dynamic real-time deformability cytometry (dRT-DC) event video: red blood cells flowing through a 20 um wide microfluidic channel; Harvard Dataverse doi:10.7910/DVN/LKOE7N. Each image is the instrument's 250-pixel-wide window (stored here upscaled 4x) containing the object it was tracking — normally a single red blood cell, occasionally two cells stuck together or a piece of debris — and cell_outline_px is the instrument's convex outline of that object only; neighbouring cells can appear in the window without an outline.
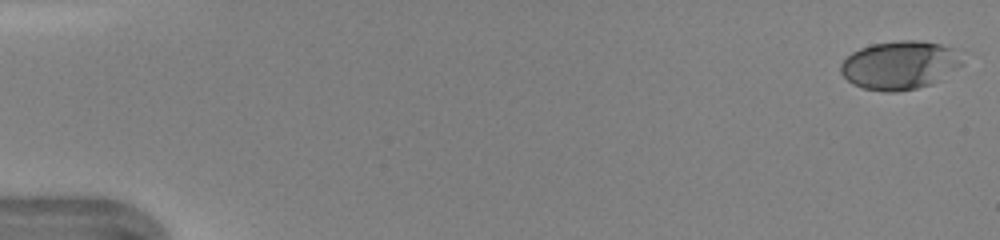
{"species": "human", "species_latin": "Homo sapiens", "temperature_condition": "warm", "stored_images_in_passage": 47, "camera_frame_rate_fps": 3000, "um_per_image_px": 0.085, "donor": {"sex": "female"}, "frame": {"image": 1, "passage_image": 1, "time_ms": 0.0, "image_size_px": [1000, 240], "cell_outline_px": [[964, 64], [932, 84], [916, 88], [896, 92], [884, 92], [864, 88], [852, 84], [840, 72], [840, 64], [852, 52], [860, 48], [872, 44], [900, 40], [916, 40], [940, 44], [956, 48]], "centroid_in_image_um": [76.48, 5.53], "position_along_channel_um": 8.5, "area_um2": 34.39}}
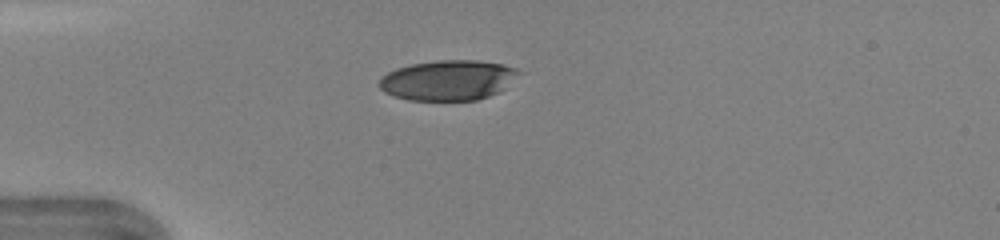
{"frame": {"image": 2, "passage_image": 13, "time_ms": 4.0, "image_size_px": [1000, 240], "cell_outline_px": [[520, 72], [500, 92], [476, 100], [408, 100], [392, 96], [384, 92], [376, 84], [388, 72], [396, 68], [412, 64], [436, 60], [476, 60], [504, 64], [516, 68]], "centroid_in_image_um": [38.05, 6.82], "position_along_channel_um": 46.9, "area_um2": 32.66}}
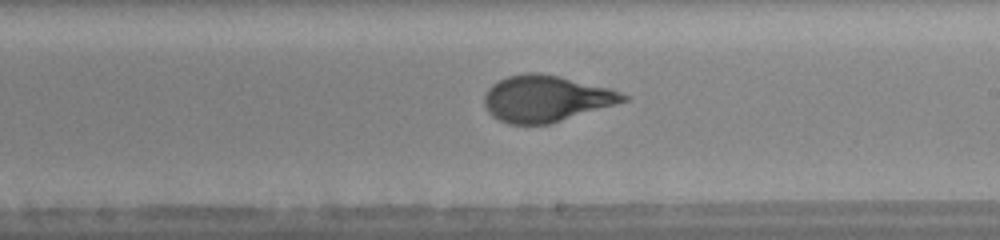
{"frame": {"image": 3, "passage_image": 28, "time_ms": 9.0, "image_size_px": [1000, 240], "cell_outline_px": [[628, 100], [548, 124], [508, 124], [492, 116], [488, 112], [484, 104], [484, 92], [492, 84], [508, 76], [524, 72], [540, 72], [560, 76], [612, 88], [628, 96]], "centroid_in_image_um": [46.38, 8.36], "position_along_channel_um": 242.6, "area_um2": 37.51}, "authors_computed_cell_mechanics": {"area_um2": 36.5296, "velocity_mm_per_s": 4.3604, "shape_relaxation_time_tau1_ms": 3.5732, "shape_relaxation_time_tau2_ms": null, "deformation_change_tau1": 0.2031, "deformation_change_tau2": null}}